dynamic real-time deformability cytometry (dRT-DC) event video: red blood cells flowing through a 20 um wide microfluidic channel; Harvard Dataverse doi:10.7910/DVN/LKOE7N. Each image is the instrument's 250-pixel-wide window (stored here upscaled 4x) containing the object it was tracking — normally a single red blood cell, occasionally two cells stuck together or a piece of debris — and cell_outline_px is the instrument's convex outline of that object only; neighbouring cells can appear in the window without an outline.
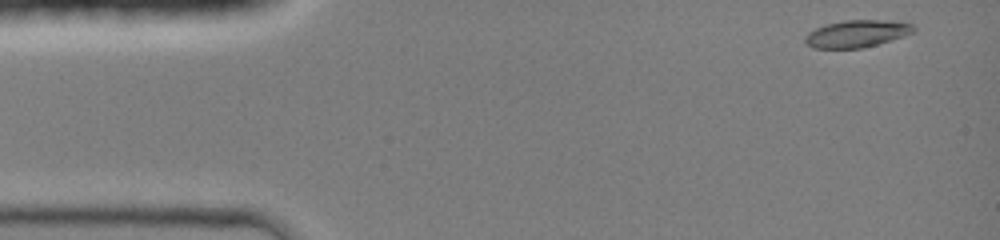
{"species": "common noctule bat (a hibernating species)", "species_latin": "Nyctalus noctula", "temperature_condition": "room temperature", "stored_images_in_passage": 40, "camera_frame_rate_fps": 3000, "um_per_image_px": 0.085, "animal": {"sex": "female", "body_mass_g": 19.0, "forearm_length_mm": 51.5}, "frame": {"image": 1, "passage_image": 1, "time_ms": 0.0, "image_size_px": [1000, 240], "cell_outline_px": [[916, 32], [904, 36], [876, 44], [860, 48], [812, 48], [804, 40], [804, 36], [808, 32], [824, 24], [844, 20], [880, 20], [912, 24], [916, 28]], "centroid_in_image_um": [72.8, 2.86], "position_along_channel_um": 12.2, "area_um2": 17.11}}
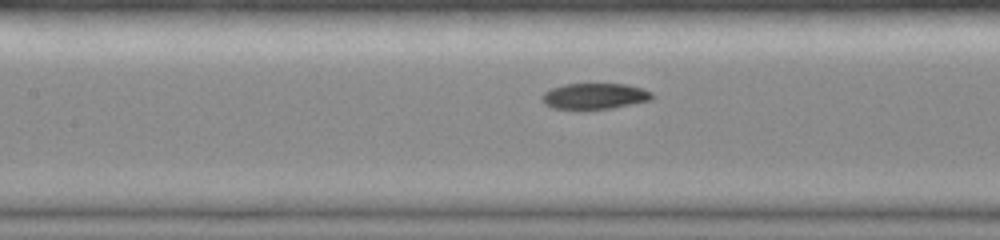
{"frame": {"image": 2, "passage_image": 18, "time_ms": 5.667, "image_size_px": [1000, 240], "cell_outline_px": [[652, 100], [612, 108], [552, 108], [544, 104], [540, 100], [540, 96], [544, 92], [552, 88], [564, 84], [624, 84], [640, 88], [652, 92]], "centroid_in_image_um": [50.5, 8.16], "position_along_channel_um": 156.9, "area_um2": 16.42}}
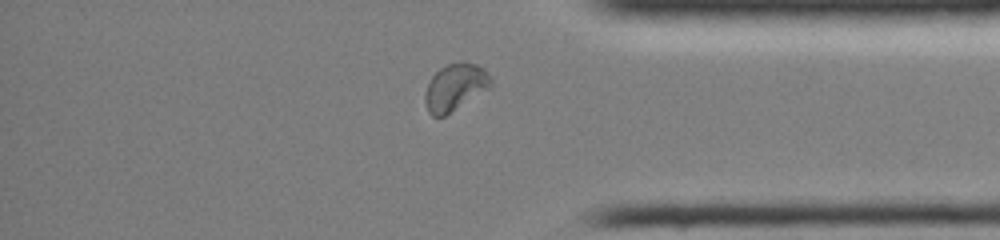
{"frame": {"image": 3, "passage_image": 35, "time_ms": 11.333, "image_size_px": [1000, 240], "cell_outline_px": [[492, 84], [488, 88], [444, 116], [432, 116], [428, 112], [424, 100], [424, 96], [428, 84], [432, 76], [440, 68], [448, 64], [460, 60], [464, 60], [476, 64], [484, 68], [488, 72], [492, 80]], "centroid_in_image_um": [38.68, 7.37], "position_along_channel_um": 396.5, "area_um2": 17.92}, "authors_computed_cell_mechanics": {"area_um2": 17.4267, "velocity_mm_per_s": 4.2918, "shape_relaxation_time_tau1_ms": 5.4062, "shape_relaxation_time_tau2_ms": 6.3724, "deformation_change_tau1": 0.1796, "deformation_change_tau2": 0.078}}